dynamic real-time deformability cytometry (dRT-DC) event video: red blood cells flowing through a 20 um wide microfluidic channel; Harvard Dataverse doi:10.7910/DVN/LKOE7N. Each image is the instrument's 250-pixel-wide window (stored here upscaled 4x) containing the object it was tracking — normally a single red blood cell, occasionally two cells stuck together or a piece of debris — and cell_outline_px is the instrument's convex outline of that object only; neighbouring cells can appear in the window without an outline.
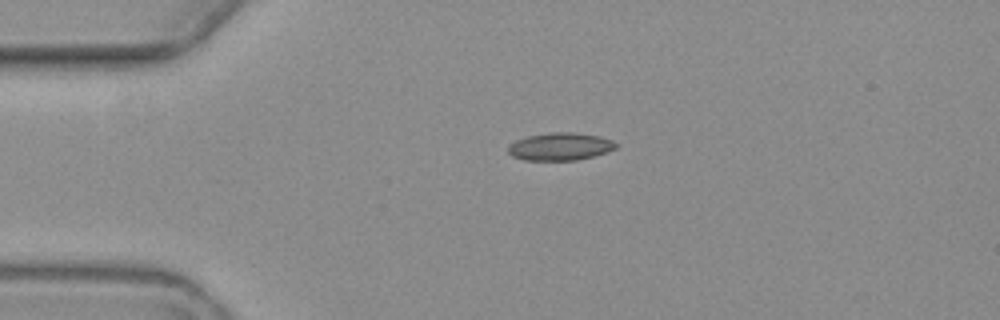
{"species": "common noctule bat (a hibernating species)", "species_latin": "Nyctalus noctula", "temperature_condition": "warm", "stored_images_in_passage": 2, "camera_frame_rate_fps": 3000, "um_per_image_px": 0.085, "animal": {"sex": "female", "body_mass_g": 19.3, "forearm_length_mm": 54.1}, "frame": {"image": 1, "passage_image": 2, "time_ms": 2.0, "image_size_px": [1000, 320], "cell_outline_px": [[616, 148], [608, 152], [576, 160], [524, 160], [512, 156], [508, 152], [508, 148], [516, 140], [528, 136], [552, 132], [572, 132], [600, 136], [612, 140], [616, 144]], "centroid_in_image_um": [47.62, 12.45], "position_along_channel_um": 37.4, "area_um2": 17.22}}